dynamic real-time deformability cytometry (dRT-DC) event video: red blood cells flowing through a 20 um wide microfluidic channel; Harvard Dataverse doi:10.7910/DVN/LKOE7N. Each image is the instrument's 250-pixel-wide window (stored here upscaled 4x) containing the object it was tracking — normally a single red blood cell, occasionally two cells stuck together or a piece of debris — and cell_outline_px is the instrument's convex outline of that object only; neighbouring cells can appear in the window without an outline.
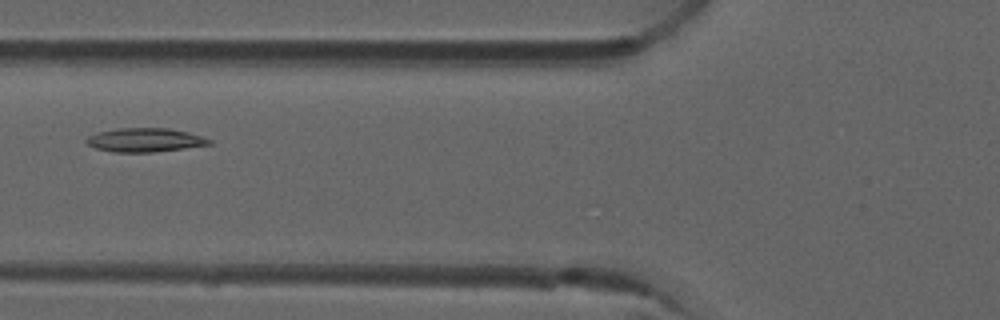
{"species": "common noctule bat (a hibernating species)", "species_latin": "Nyctalus noctula", "temperature_condition": "room temperature", "stored_images_in_passage": 3, "camera_frame_rate_fps": 3000, "um_per_image_px": 0.085, "animal": {"sex": "male", "forearm_length_mm": 52.5}, "frame": {"image": 1, "passage_image": 3, "time_ms": 0.667, "image_size_px": [1000, 320], "cell_outline_px": [[212, 144], [184, 148], [152, 152], [112, 152], [96, 148], [88, 144], [84, 140], [88, 136], [96, 132], [120, 128], [168, 128], [188, 132], [212, 140]], "centroid_in_image_um": [12.29, 11.9], "position_along_channel_um": 113.5, "area_um2": 16.99}}